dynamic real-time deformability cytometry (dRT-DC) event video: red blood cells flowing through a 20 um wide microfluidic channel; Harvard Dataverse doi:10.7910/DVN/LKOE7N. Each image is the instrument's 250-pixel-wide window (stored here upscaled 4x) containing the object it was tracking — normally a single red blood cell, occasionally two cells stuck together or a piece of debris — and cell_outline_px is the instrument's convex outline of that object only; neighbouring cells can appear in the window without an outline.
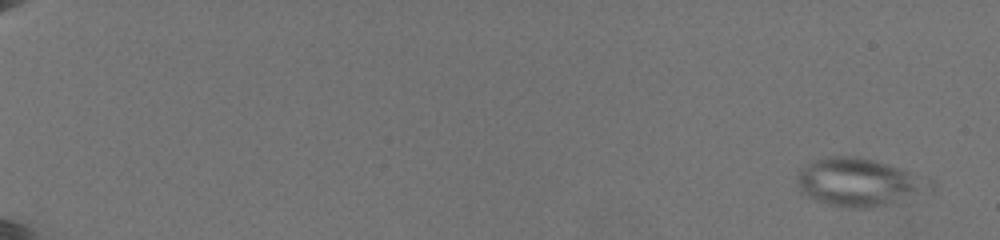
{"species": "common noctule bat (a hibernating species)", "species_latin": "Nyctalus noctula", "temperature_condition": "warm", "stored_images_in_passage": 63, "camera_frame_rate_fps": 3000, "um_per_image_px": 0.085, "animal": {"sex": "female", "body_mass_g": 19.5, "forearm_length_mm": 54.1}, "frame": {"image": 1, "passage_image": 3, "time_ms": 0.667, "image_size_px": [1000, 240], "cell_outline_px": [[932, 184], [884, 204], [860, 208], [852, 208], [824, 204], [812, 200], [800, 192], [796, 180], [800, 168], [812, 160], [824, 156], [852, 156], [872, 160], [932, 176]], "centroid_in_image_um": [72.85, 15.44], "position_along_channel_um": 12.2, "area_um2": 36.41}}
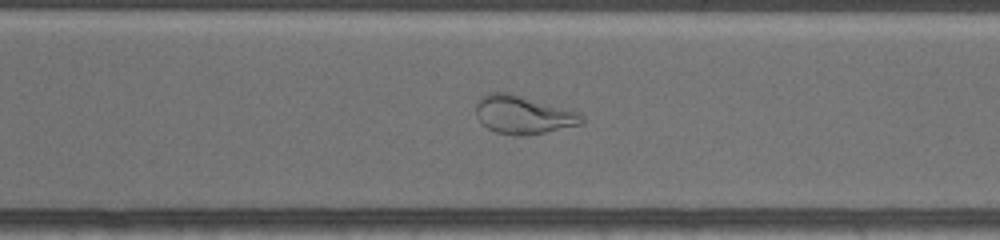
{"frame": {"image": 2, "passage_image": 48, "time_ms": 15.667, "image_size_px": [1000, 240], "cell_outline_px": [[584, 120], [580, 124], [528, 136], [512, 136], [496, 132], [488, 128], [476, 116], [476, 104], [480, 96], [488, 92], [512, 92], [580, 112], [584, 116]], "centroid_in_image_um": [44.46, 9.74], "position_along_channel_um": 326.1, "area_um2": 23.99}}
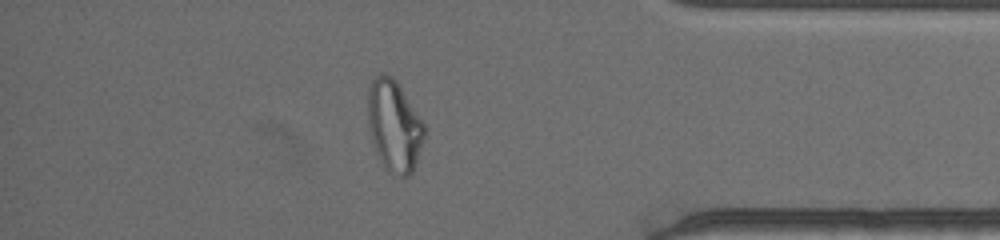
{"frame": {"image": 3, "passage_image": 56, "time_ms": 18.333, "image_size_px": [1000, 240], "cell_outline_px": [[424, 136], [416, 164], [412, 172], [408, 176], [400, 176], [388, 172], [384, 168], [376, 152], [368, 128], [368, 92], [372, 80], [380, 72], [392, 76], [396, 80], [424, 124]], "centroid_in_image_um": [33.48, 10.7], "position_along_channel_um": 401.7, "area_um2": 29.88}}